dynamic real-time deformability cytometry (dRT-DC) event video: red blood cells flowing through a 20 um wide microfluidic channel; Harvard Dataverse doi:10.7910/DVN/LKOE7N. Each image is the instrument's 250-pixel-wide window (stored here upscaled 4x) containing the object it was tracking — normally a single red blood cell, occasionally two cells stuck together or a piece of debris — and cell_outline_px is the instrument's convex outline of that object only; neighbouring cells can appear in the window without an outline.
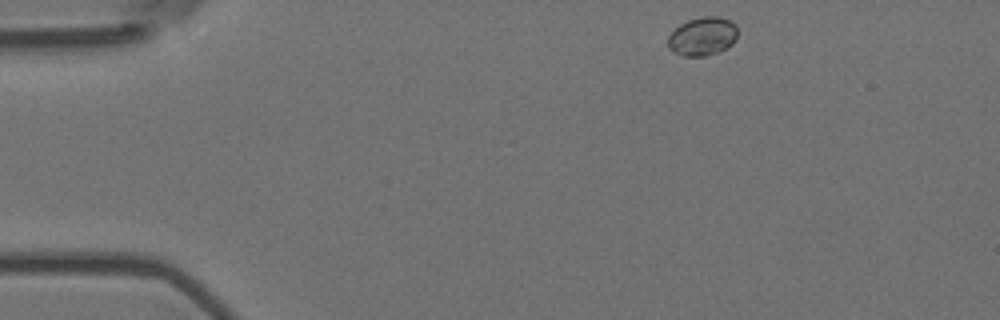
{"species": "Egyptian fruit bat (a non-hibernating species)", "species_latin": "Rousettus aegyptiacus", "temperature_condition": "room temperature", "stored_images_in_passage": 8, "camera_frame_rate_fps": 3000, "um_per_image_px": 0.085, "animal": {"sex": "female"}, "frame": {"image": 1, "passage_image": 1, "time_ms": 0.0, "image_size_px": [1000, 320], "cell_outline_px": [[736, 40], [732, 44], [716, 52], [704, 56], [684, 56], [668, 48], [668, 36], [680, 24], [688, 20], [704, 16], [720, 16], [732, 20], [736, 24]], "centroid_in_image_um": [59.73, 3.06], "position_along_channel_um": 25.3, "area_um2": 15.55}}